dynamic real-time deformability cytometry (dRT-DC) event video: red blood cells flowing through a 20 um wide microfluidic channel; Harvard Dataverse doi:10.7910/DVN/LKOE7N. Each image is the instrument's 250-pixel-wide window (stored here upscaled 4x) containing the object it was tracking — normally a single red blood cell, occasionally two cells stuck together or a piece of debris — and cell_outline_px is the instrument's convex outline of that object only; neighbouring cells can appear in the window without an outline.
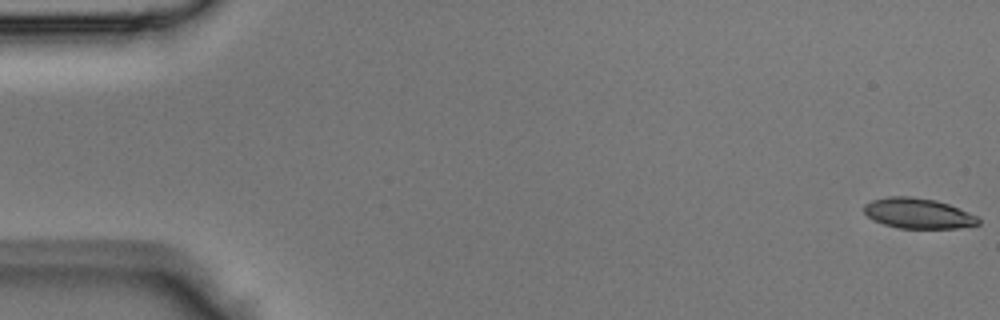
{"species": "Egyptian fruit bat (a non-hibernating species)", "species_latin": "Rousettus aegyptiacus", "temperature_condition": "room temperature", "stored_images_in_passage": 7, "camera_frame_rate_fps": 3000, "um_per_image_px": 0.085, "animal": {"sex": "male"}, "frame": {"image": 1, "passage_image": 1, "time_ms": 0.0, "image_size_px": [1000, 320], "cell_outline_px": [[980, 224], [956, 228], [900, 228], [884, 224], [868, 216], [864, 212], [864, 204], [872, 200], [892, 196], [912, 196], [936, 200], [948, 204], [976, 216], [980, 220]], "centroid_in_image_um": [78.03, 18.13], "position_along_channel_um": 7.0, "area_um2": 19.94}}